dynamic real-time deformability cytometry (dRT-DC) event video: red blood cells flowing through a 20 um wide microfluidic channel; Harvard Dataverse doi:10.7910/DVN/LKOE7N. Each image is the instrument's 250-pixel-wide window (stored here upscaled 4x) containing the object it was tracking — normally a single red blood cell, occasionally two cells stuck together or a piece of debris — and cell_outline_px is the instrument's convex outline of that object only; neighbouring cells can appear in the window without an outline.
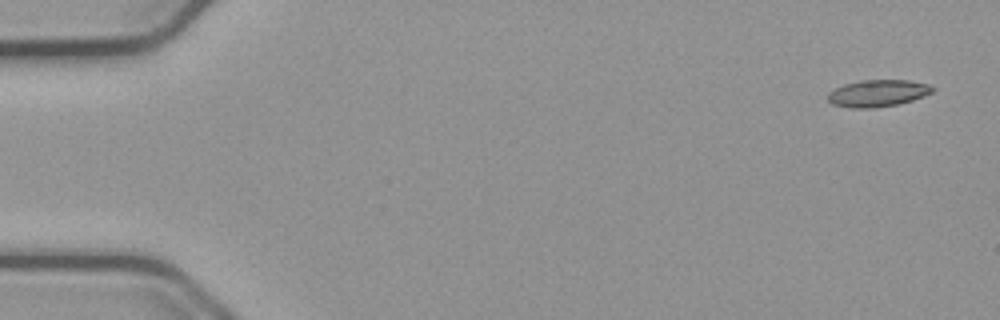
{"species": "common noctule bat (a hibernating species)", "species_latin": "Nyctalus noctula", "temperature_condition": "cold", "stored_images_in_passage": 12, "camera_frame_rate_fps": 3000, "um_per_image_px": 0.085, "animal": {"sex": "male", "body_mass_g": 23.1, "forearm_length_mm": 52.7}, "frame": {"image": 1, "passage_image": 1, "time_ms": 0.0, "image_size_px": [1000, 320], "cell_outline_px": [[936, 88], [932, 92], [924, 96], [912, 100], [896, 104], [872, 108], [852, 108], [832, 104], [828, 100], [828, 92], [844, 84], [860, 80], [908, 80], [928, 84]], "centroid_in_image_um": [74.61, 7.92], "position_along_channel_um": 10.4, "area_um2": 16.36}}